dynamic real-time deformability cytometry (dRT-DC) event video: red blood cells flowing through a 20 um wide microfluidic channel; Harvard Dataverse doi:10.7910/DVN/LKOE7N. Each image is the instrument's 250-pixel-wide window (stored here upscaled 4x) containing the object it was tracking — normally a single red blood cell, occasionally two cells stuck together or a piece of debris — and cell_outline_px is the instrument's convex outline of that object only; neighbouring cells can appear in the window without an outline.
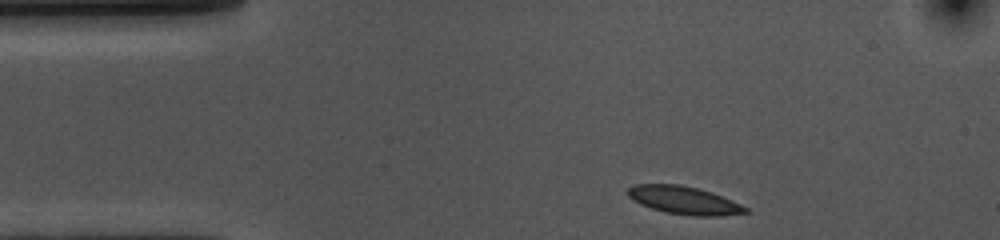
{"species": "common noctule bat (a hibernating species)", "species_latin": "Nyctalus noctula", "temperature_condition": "cold", "stored_images_in_passage": 36, "camera_frame_rate_fps": 3000, "um_per_image_px": 0.085, "animal": {"sex": "female", "body_mass_g": 10.0, "forearm_length_mm": 53.1}, "frame": {"image": 1, "passage_image": 1, "time_ms": 0.0, "image_size_px": [1000, 240], "cell_outline_px": [[748, 212], [720, 216], [692, 216], [668, 212], [652, 208], [640, 204], [632, 200], [628, 196], [628, 188], [632, 184], [680, 184], [712, 192], [732, 200], [748, 208]], "centroid_in_image_um": [58.13, 17.02], "position_along_channel_um": 26.9, "area_um2": 19.07}}
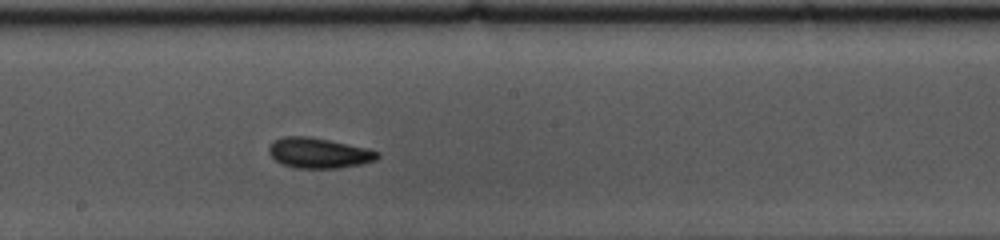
{"frame": {"image": 2, "passage_image": 21, "time_ms": 6.667, "image_size_px": [1000, 240], "cell_outline_px": [[380, 156], [376, 160], [360, 164], [340, 168], [296, 168], [280, 164], [268, 152], [268, 148], [272, 140], [284, 136], [308, 136], [328, 140], [364, 148], [380, 152]], "centroid_in_image_um": [27.05, 13.01], "position_along_channel_um": 221.2, "area_um2": 19.13}}
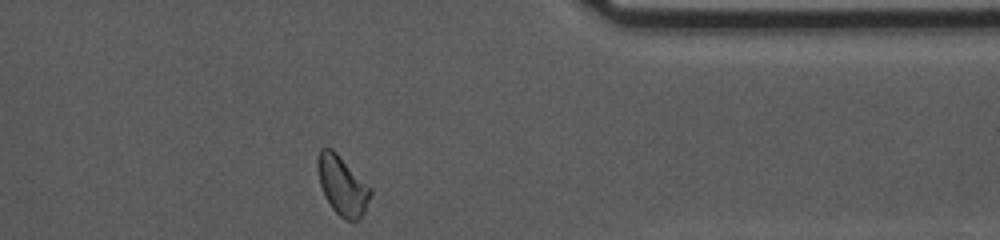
{"frame": {"image": 3, "passage_image": 36, "time_ms": 11.667, "image_size_px": [1000, 240], "cell_outline_px": [[372, 192], [364, 212], [356, 220], [344, 220], [332, 208], [324, 196], [320, 184], [316, 168], [316, 160], [320, 148], [332, 148], [372, 188]], "centroid_in_image_um": [29.07, 15.74], "position_along_channel_um": 382.3, "area_um2": 18.21}, "authors_computed_cell_mechanics": {"area_um2": 18.785, "velocity_mm_per_s": 3.5741, "shape_relaxation_time_tau1_ms": 2.337, "shape_relaxation_time_tau2_ms": 2.4786, "deformation_change_tau1": 0.0947, "deformation_change_tau2": 0.0693}}